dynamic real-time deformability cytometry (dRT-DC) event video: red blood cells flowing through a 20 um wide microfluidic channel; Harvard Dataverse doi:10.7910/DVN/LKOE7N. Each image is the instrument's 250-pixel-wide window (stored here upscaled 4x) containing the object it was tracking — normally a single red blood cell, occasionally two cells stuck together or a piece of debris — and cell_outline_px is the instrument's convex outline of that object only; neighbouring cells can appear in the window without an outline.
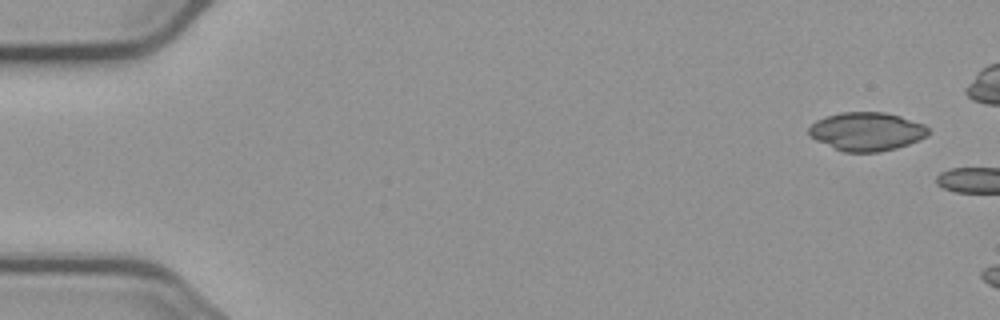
{"species": "common noctule bat (a hibernating species)", "species_latin": "Nyctalus noctula", "temperature_condition": "cold", "stored_images_in_passage": 2, "camera_frame_rate_fps": 3000, "um_per_image_px": 0.085, "animal": {"sex": "male", "body_mass_g": 23.1, "forearm_length_mm": 52.7}, "frame": {"image": 1, "passage_image": 1, "time_ms": 0.0, "image_size_px": [1000, 320], "cell_outline_px": [[928, 136], [920, 140], [896, 148], [880, 152], [844, 152], [816, 140], [808, 136], [808, 128], [816, 120], [824, 116], [840, 112], [884, 112], [900, 116], [924, 124], [928, 128]], "centroid_in_image_um": [73.65, 11.17], "position_along_channel_um": 11.3, "area_um2": 26.93}}